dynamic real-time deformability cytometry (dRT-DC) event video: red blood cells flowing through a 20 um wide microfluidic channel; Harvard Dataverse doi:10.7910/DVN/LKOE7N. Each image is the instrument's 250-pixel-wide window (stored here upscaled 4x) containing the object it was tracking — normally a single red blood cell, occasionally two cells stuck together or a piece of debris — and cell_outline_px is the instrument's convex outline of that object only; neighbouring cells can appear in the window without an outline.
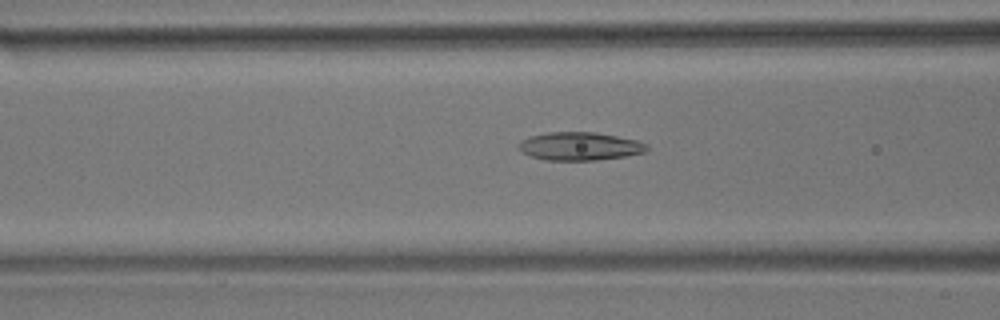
{"species": "common noctule bat (a hibernating species)", "species_latin": "Nyctalus noctula", "temperature_condition": "room temperature", "stored_images_in_passage": 46, "camera_frame_rate_fps": 3000, "um_per_image_px": 0.085, "animal": {"sex": "male", "body_mass_g": 17.9}, "frame": {"image": 1, "passage_image": 12, "time_ms": 3.667, "image_size_px": [1000, 320], "cell_outline_px": [[648, 148], [644, 152], [624, 156], [596, 160], [544, 160], [520, 152], [520, 144], [524, 140], [532, 136], [548, 132], [596, 132], [636, 140], [648, 144]], "centroid_in_image_um": [49.3, 12.43], "position_along_channel_um": 117.3, "area_um2": 20.75}}
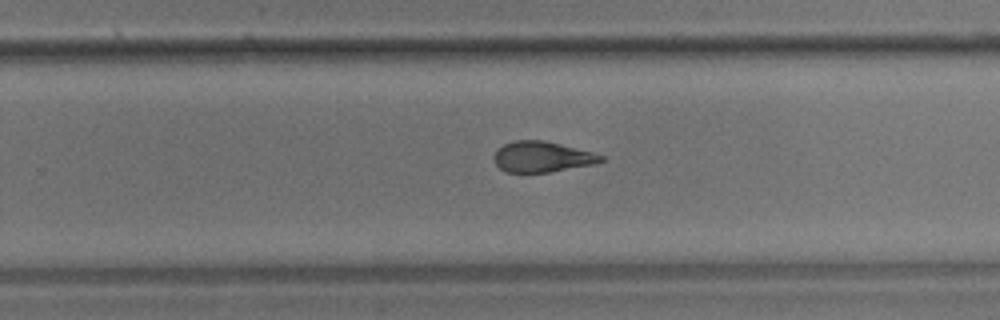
{"frame": {"image": 2, "passage_image": 26, "time_ms": 8.333, "image_size_px": [1000, 320], "cell_outline_px": [[604, 160], [596, 164], [548, 172], [504, 172], [496, 164], [496, 152], [504, 144], [516, 140], [544, 140], [592, 152], [604, 156]], "centroid_in_image_um": [46.11, 13.33], "position_along_channel_um": 283.7, "area_um2": 18.84}}
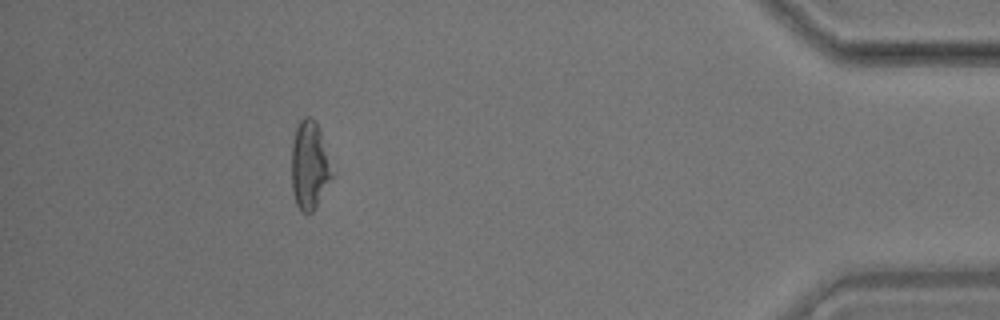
{"frame": {"image": 3, "passage_image": 41, "time_ms": 13.333, "image_size_px": [1000, 320], "cell_outline_px": [[336, 172], [316, 208], [312, 212], [300, 212], [296, 204], [292, 192], [292, 144], [296, 128], [300, 120], [304, 116], [312, 116], [316, 120], [336, 168]], "centroid_in_image_um": [26.38, 14.04], "position_along_channel_um": 408.8, "area_um2": 21.79}, "authors_computed_cell_mechanics": {"area_um2": 20.808, "velocity_mm_per_s": 3.5719, "shape_relaxation_time_tau1_ms": 6.5089, "shape_relaxation_time_tau2_ms": 2.1276, "deformation_change_tau1": 0.2076, "deformation_change_tau2": 0.1111}}